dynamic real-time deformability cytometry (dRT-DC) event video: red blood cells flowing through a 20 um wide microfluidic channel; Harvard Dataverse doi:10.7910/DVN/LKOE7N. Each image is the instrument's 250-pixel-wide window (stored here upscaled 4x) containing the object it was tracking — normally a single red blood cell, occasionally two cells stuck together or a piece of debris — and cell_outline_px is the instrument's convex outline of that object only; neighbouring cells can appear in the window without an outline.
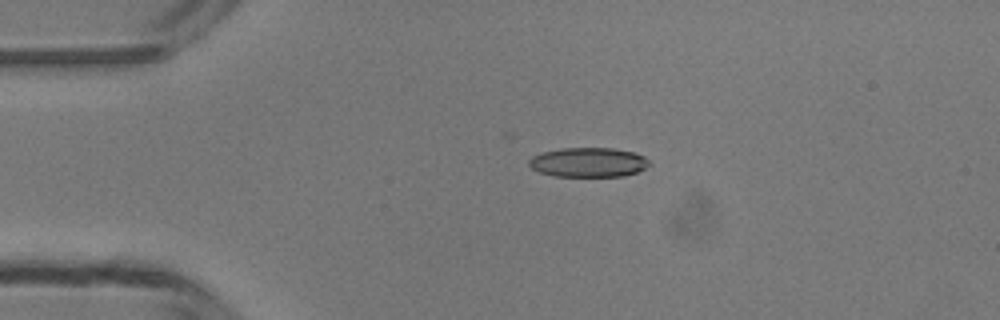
{"species": "common noctule bat (a hibernating species)", "species_latin": "Nyctalus noctula", "temperature_condition": "room temperature", "stored_images_in_passage": 40, "camera_frame_rate_fps": 3000, "um_per_image_px": 0.085, "animal": {"sex": "male", "body_mass_g": 13.3}, "frame": {"image": 1, "passage_image": 1, "time_ms": 0.0, "image_size_px": [1000, 320], "cell_outline_px": [[648, 164], [644, 168], [636, 172], [624, 176], [552, 176], [540, 172], [532, 168], [528, 164], [528, 160], [532, 156], [540, 152], [560, 148], [612, 148], [636, 152], [644, 156], [648, 160]], "centroid_in_image_um": [49.97, 13.78], "position_along_channel_um": 35.0, "area_um2": 20.75}}
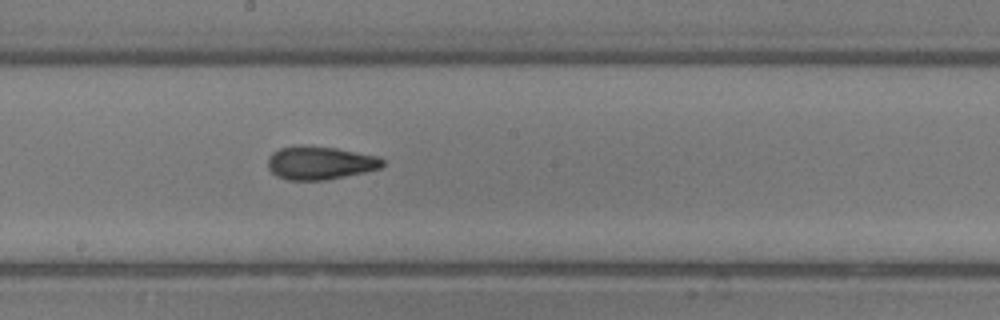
{"frame": {"image": 2, "passage_image": 17, "time_ms": 5.333, "image_size_px": [1000, 320], "cell_outline_px": [[384, 164], [380, 168], [364, 172], [324, 180], [288, 180], [276, 176], [268, 168], [268, 160], [272, 152], [280, 148], [296, 144], [304, 144], [336, 148], [376, 156], [384, 160]], "centroid_in_image_um": [27.15, 13.83], "position_along_channel_um": 221.0, "area_um2": 22.31}}
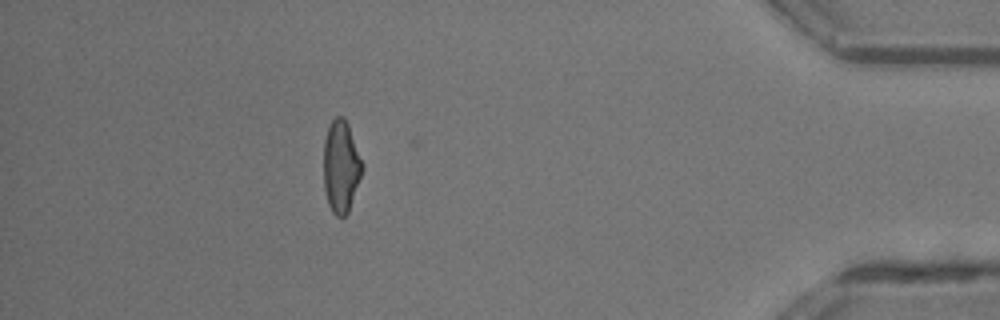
{"frame": {"image": 3, "passage_image": 34, "time_ms": 11.0, "image_size_px": [1000, 320], "cell_outline_px": [[364, 168], [348, 212], [344, 216], [336, 216], [332, 212], [328, 204], [324, 188], [324, 140], [328, 128], [332, 120], [336, 116], [344, 116], [348, 124], [364, 164]], "centroid_in_image_um": [28.99, 14.14], "position_along_channel_um": 406.2, "area_um2": 20.81}, "authors_computed_cell_mechanics": {"area_um2": 21.6172, "velocity_mm_per_s": 4.2145, "shape_relaxation_time_tau1_ms": 5.4759, "shape_relaxation_time_tau2_ms": 2.1099, "deformation_change_tau1": 0.1687, "deformation_change_tau2": 0.0957}}